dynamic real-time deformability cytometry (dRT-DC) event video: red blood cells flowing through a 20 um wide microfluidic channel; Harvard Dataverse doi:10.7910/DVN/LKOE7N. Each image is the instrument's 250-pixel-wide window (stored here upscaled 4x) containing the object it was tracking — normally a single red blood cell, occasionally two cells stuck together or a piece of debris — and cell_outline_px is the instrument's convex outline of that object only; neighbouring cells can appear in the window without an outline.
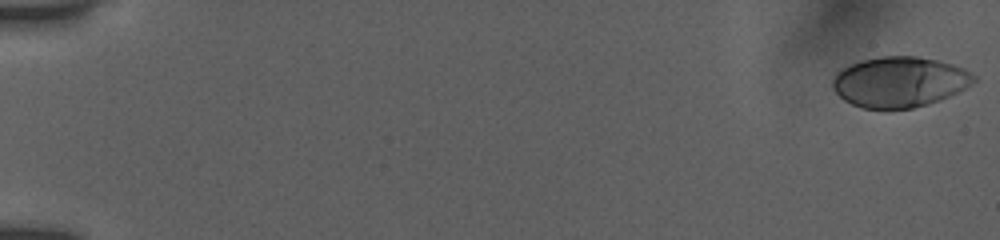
{"species": "human", "species_latin": "Homo sapiens", "temperature_condition": "room temperature", "stored_images_in_passage": 54, "camera_frame_rate_fps": 3000, "um_per_image_px": 0.085, "donor": {"sex": "female"}, "frame": {"image": 1, "passage_image": 1, "time_ms": 0.0, "image_size_px": [1000, 240], "cell_outline_px": [[976, 80], [964, 88], [940, 100], [928, 104], [912, 108], [884, 112], [864, 108], [852, 104], [844, 100], [832, 88], [832, 80], [836, 72], [860, 60], [880, 56], [916, 56], [936, 60], [952, 64], [964, 68], [976, 76]], "centroid_in_image_um": [76.43, 6.99], "position_along_channel_um": 8.6, "area_um2": 41.96}}
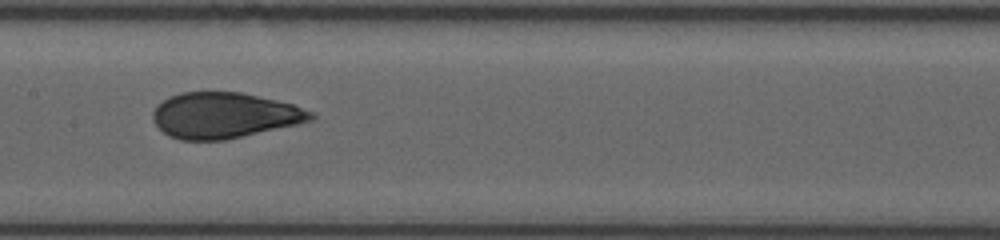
{"frame": {"image": 2, "passage_image": 29, "time_ms": 9.333, "image_size_px": [1000, 240], "cell_outline_px": [[316, 116], [312, 120], [296, 124], [224, 140], [180, 140], [168, 136], [152, 120], [152, 112], [156, 104], [168, 96], [180, 92], [240, 92], [276, 100], [292, 104], [312, 112]], "centroid_in_image_um": [19.0, 9.8], "position_along_channel_um": 188.4, "area_um2": 41.96}}
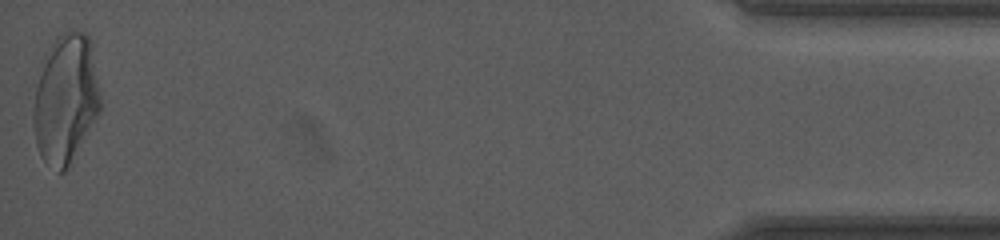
{"frame": {"image": 3, "passage_image": 54, "time_ms": 17.667, "image_size_px": [1000, 240], "cell_outline_px": [[100, 112], [64, 172], [60, 172], [44, 160], [40, 156], [36, 144], [32, 120], [32, 116], [40, 60], [56, 36], [64, 32], [84, 32], [92, 40], [100, 92]], "centroid_in_image_um": [5.57, 8.34], "position_along_channel_um": 429.6, "area_um2": 50.69}, "authors_computed_cell_mechanics": {"area_um2": 42.2518, "velocity_mm_per_s": 3.8945, "shape_relaxation_time_tau1_ms": 10.2522, "shape_relaxation_time_tau2_ms": 0.7658, "deformation_change_tau1": 0.2732, "deformation_change_tau2": 0.0663}}